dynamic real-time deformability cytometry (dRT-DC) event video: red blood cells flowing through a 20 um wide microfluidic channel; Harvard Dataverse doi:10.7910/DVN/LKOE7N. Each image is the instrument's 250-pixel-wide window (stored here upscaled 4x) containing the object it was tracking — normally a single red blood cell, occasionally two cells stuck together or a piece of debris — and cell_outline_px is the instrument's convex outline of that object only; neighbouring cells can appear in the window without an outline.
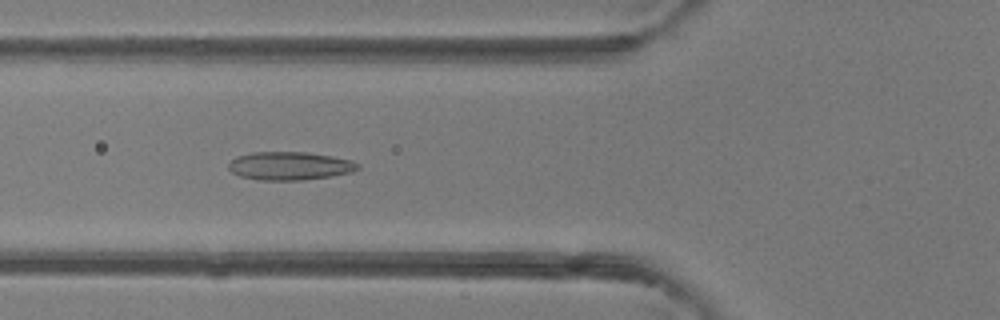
{"species": "common noctule bat (a hibernating species)", "species_latin": "Nyctalus noctula", "temperature_condition": "room temperature", "stored_images_in_passage": 37, "camera_frame_rate_fps": 3000, "um_per_image_px": 0.085, "animal": {"sex": "female"}, "frame": {"image": 1, "passage_image": 7, "time_ms": 2.0, "image_size_px": [1000, 320], "cell_outline_px": [[360, 168], [352, 172], [332, 176], [300, 180], [260, 180], [240, 176], [232, 172], [228, 168], [228, 164], [236, 156], [252, 152], [308, 152], [332, 156], [352, 160], [360, 164]], "centroid_in_image_um": [24.65, 14.09], "position_along_channel_um": 101.2, "area_um2": 21.39}}
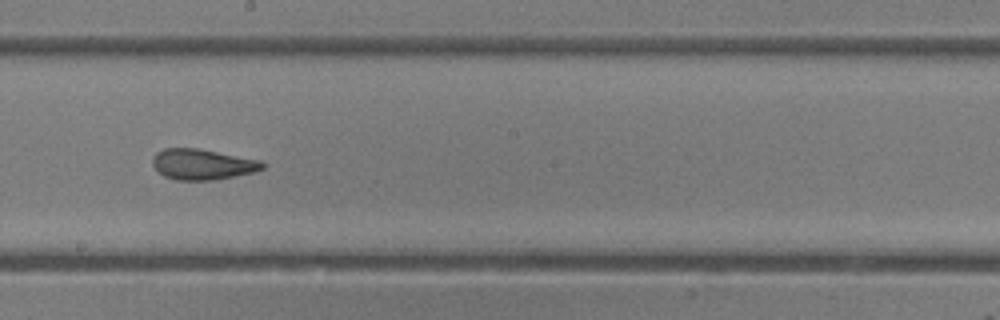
{"frame": {"image": 2, "passage_image": 16, "time_ms": 5.0, "image_size_px": [1000, 320], "cell_outline_px": [[264, 168], [252, 172], [216, 180], [176, 180], [164, 176], [152, 164], [152, 160], [156, 152], [164, 148], [200, 148], [260, 160], [264, 164]], "centroid_in_image_um": [17.19, 13.96], "position_along_channel_um": 231.0, "area_um2": 19.59}}
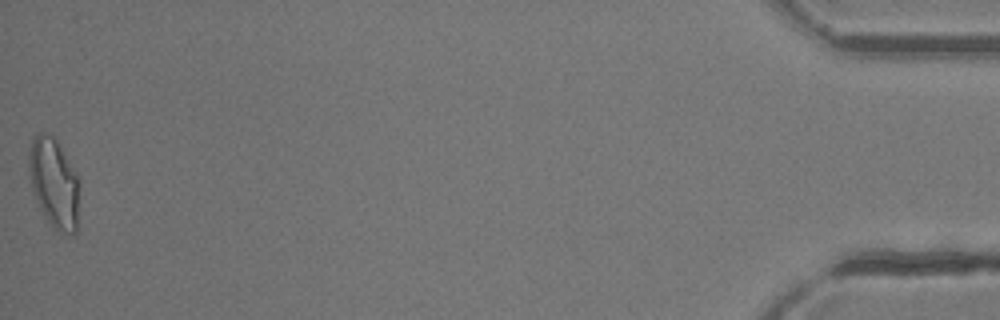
{"frame": {"image": 3, "passage_image": 37, "time_ms": 12.0, "image_size_px": [1000, 320], "cell_outline_px": [[80, 184], [76, 232], [72, 236], [56, 228], [44, 216], [32, 192], [28, 168], [28, 156], [32, 136], [40, 132], [44, 132], [56, 136], [76, 172], [80, 180]], "centroid_in_image_um": [4.6, 15.48], "position_along_channel_um": 430.6, "area_um2": 26.99}, "authors_computed_cell_mechanics": {"area_um2": 20.6346, "velocity_mm_per_s": 4.3048, "shape_relaxation_time_tau1_ms": 7.6021, "shape_relaxation_time_tau2_ms": 1.7917, "deformation_change_tau1": 0.1978, "deformation_change_tau2": 0.0792}}